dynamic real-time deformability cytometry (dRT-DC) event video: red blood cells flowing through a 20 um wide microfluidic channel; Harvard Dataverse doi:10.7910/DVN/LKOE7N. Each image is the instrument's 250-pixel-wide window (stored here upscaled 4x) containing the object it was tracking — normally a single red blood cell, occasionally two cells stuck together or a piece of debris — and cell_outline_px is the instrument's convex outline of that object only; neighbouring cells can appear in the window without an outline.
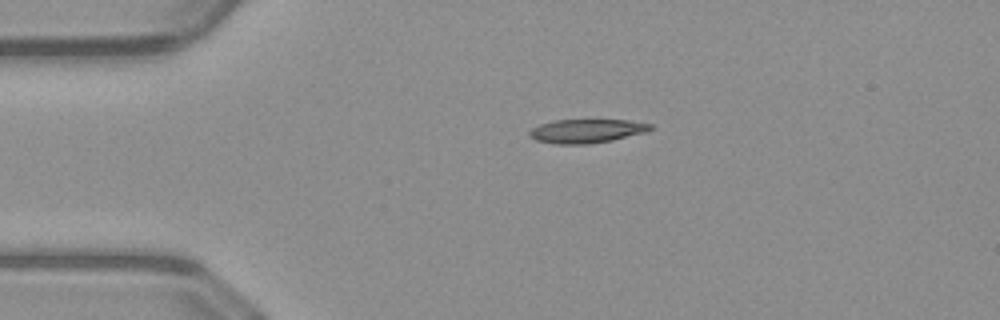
{"species": "common noctule bat (a hibernating species)", "species_latin": "Nyctalus noctula", "temperature_condition": "warm", "stored_images_in_passage": 41, "camera_frame_rate_fps": 3000, "um_per_image_px": 0.085, "animal": {"sex": "male", "body_mass_g": 23.1, "forearm_length_mm": 52.7}, "frame": {"image": 1, "passage_image": 1, "time_ms": 0.0, "image_size_px": [1000, 320], "cell_outline_px": [[656, 128], [644, 132], [612, 140], [588, 144], [556, 144], [536, 140], [528, 136], [528, 132], [532, 128], [540, 124], [556, 120], [628, 120], [652, 124]], "centroid_in_image_um": [49.85, 11.13], "position_along_channel_um": 35.1, "area_um2": 16.76}}
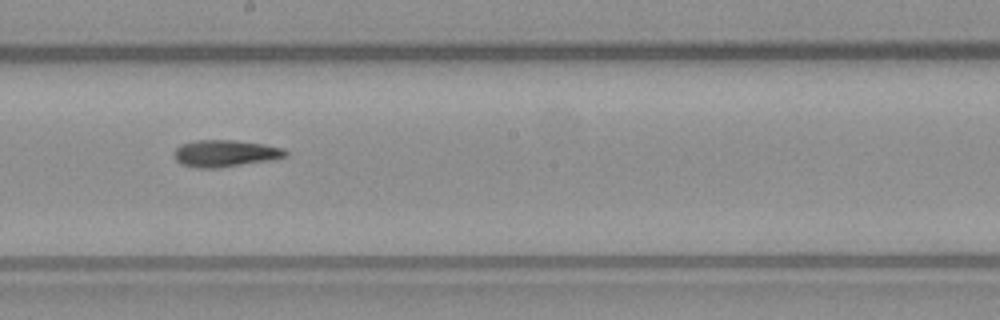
{"frame": {"image": 2, "passage_image": 18, "time_ms": 5.667, "image_size_px": [1000, 320], "cell_outline_px": [[288, 156], [264, 160], [212, 168], [200, 168], [184, 164], [176, 160], [176, 148], [180, 144], [196, 140], [236, 140], [264, 144], [284, 148], [288, 152]], "centroid_in_image_um": [19.15, 13.0], "position_along_channel_um": 229.1, "area_um2": 16.88}}
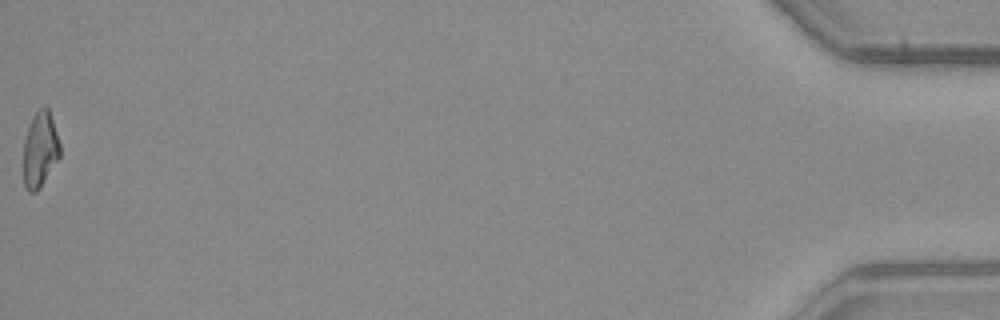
{"frame": {"image": 3, "passage_image": 41, "time_ms": 13.333, "image_size_px": [1000, 320], "cell_outline_px": [[60, 156], [40, 188], [36, 192], [28, 192], [24, 184], [24, 140], [32, 116], [44, 104], [48, 108], [60, 144]], "centroid_in_image_um": [3.4, 12.71], "position_along_channel_um": 431.8, "area_um2": 15.95}, "authors_computed_cell_mechanics": {"area_um2": 16.762, "velocity_mm_per_s": 4.0632, "shape_relaxation_time_tau1_ms": 4.9252, "shape_relaxation_time_tau2_ms": 4.1038, "deformation_change_tau1": 0.2133, "deformation_change_tau2": 0.1597}}